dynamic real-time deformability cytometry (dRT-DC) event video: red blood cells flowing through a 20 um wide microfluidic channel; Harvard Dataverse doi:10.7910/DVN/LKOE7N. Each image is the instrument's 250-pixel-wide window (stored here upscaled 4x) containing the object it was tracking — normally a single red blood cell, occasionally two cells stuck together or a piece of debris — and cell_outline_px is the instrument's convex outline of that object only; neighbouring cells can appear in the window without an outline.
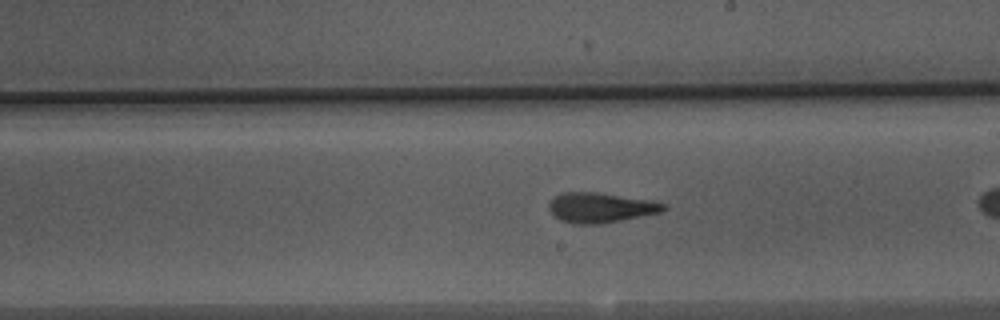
{"species": "Egyptian fruit bat (a non-hibernating species)", "species_latin": "Rousettus aegyptiacus", "temperature_condition": "warm", "stored_images_in_passage": 27, "camera_frame_rate_fps": 3000, "um_per_image_px": 0.085, "animal": {"sex": "male"}, "frame": {"image": 1, "passage_image": 16, "time_ms": 5.0, "image_size_px": [1000, 320], "cell_outline_px": [[668, 208], [660, 212], [600, 224], [572, 224], [560, 220], [552, 216], [548, 208], [548, 204], [560, 192], [592, 192], [652, 200], [668, 204]], "centroid_in_image_um": [51.02, 17.65], "position_along_channel_um": 238.0, "area_um2": 20.06}}
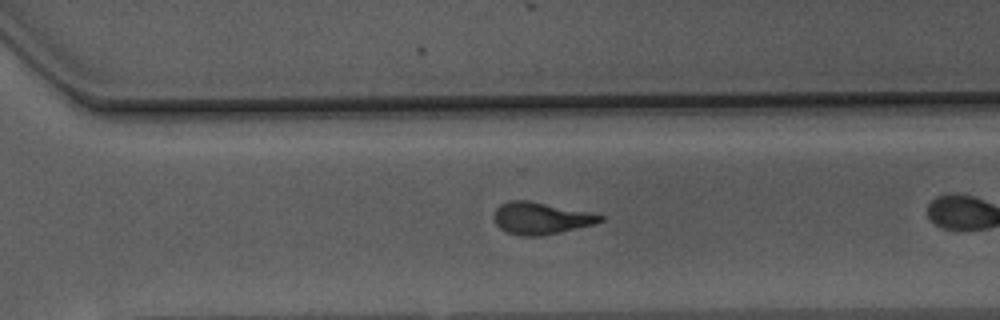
{"frame": {"image": 2, "passage_image": 23, "time_ms": 7.333, "image_size_px": [1000, 320], "cell_outline_px": [[604, 220], [596, 224], [540, 236], [520, 236], [508, 232], [500, 228], [496, 224], [492, 216], [496, 208], [500, 204], [512, 200], [528, 200], [604, 216]], "centroid_in_image_um": [45.92, 18.56], "position_along_channel_um": 324.7, "area_um2": 19.54}}